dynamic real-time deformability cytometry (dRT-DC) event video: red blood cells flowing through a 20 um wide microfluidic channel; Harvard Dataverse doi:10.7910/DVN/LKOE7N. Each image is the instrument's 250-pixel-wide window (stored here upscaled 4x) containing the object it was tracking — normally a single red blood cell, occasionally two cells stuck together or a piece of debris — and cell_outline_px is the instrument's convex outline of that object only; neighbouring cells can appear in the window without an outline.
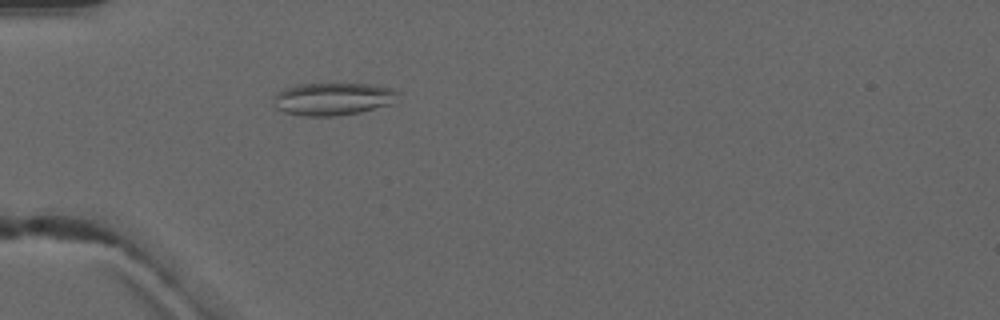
{"species": "common noctule bat (a hibernating species)", "species_latin": "Nyctalus noctula", "temperature_condition": "warm", "stored_images_in_passage": 2, "camera_frame_rate_fps": 3000, "um_per_image_px": 0.085, "animal": {"sex": "male", "forearm_length_mm": 52.5}, "frame": {"image": 1, "passage_image": 2, "time_ms": 1.0, "image_size_px": [1000, 320], "cell_outline_px": [[400, 92], [396, 104], [360, 112], [336, 116], [304, 116], [284, 112], [276, 108], [276, 96], [284, 88], [300, 84], [372, 84], [392, 88]], "centroid_in_image_um": [28.42, 8.41], "position_along_channel_um": 56.6, "area_um2": 23.76}}